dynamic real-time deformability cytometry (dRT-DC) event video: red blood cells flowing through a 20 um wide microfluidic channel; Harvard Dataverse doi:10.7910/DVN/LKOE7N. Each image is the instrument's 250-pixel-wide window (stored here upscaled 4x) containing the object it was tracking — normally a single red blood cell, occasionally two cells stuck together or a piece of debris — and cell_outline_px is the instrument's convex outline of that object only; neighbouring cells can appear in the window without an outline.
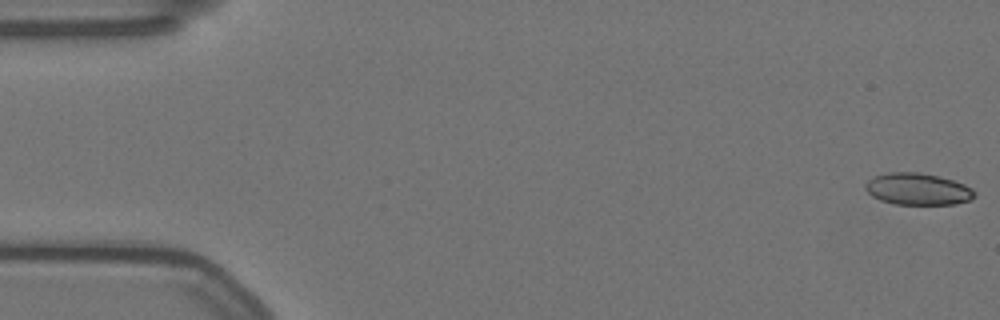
{"species": "Egyptian fruit bat (a non-hibernating species)", "species_latin": "Rousettus aegyptiacus", "temperature_condition": "warm", "stored_images_in_passage": 57, "camera_frame_rate_fps": 3000, "um_per_image_px": 0.085, "animal": {"sex": "female"}, "frame": {"image": 1, "passage_image": 1, "time_ms": 0.0, "image_size_px": [1000, 320], "cell_outline_px": [[976, 196], [972, 200], [956, 204], [896, 204], [880, 200], [872, 196], [864, 188], [864, 184], [872, 176], [888, 172], [920, 172], [952, 180], [964, 184], [972, 188], [976, 192]], "centroid_in_image_um": [78.01, 16.07], "position_along_channel_um": 7.0, "area_um2": 20.4}}
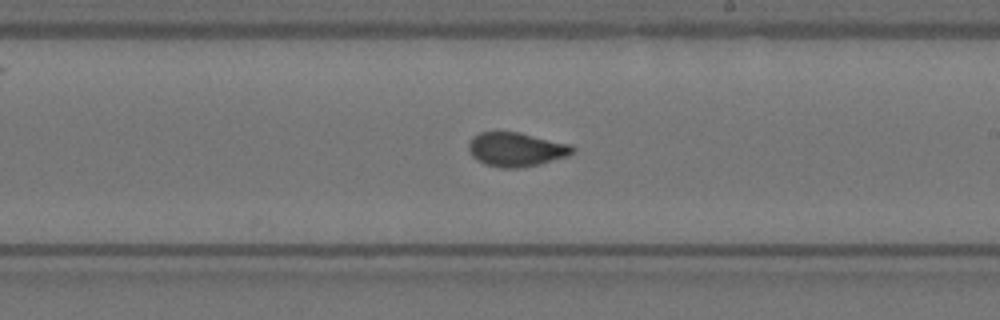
{"frame": {"image": 2, "passage_image": 33, "time_ms": 10.667, "image_size_px": [1000, 320], "cell_outline_px": [[576, 152], [568, 156], [540, 164], [520, 168], [500, 168], [484, 164], [476, 160], [472, 156], [468, 148], [468, 144], [472, 136], [480, 132], [520, 132], [572, 144], [576, 148]], "centroid_in_image_um": [43.9, 12.7], "position_along_channel_um": 245.1, "area_um2": 21.04}}
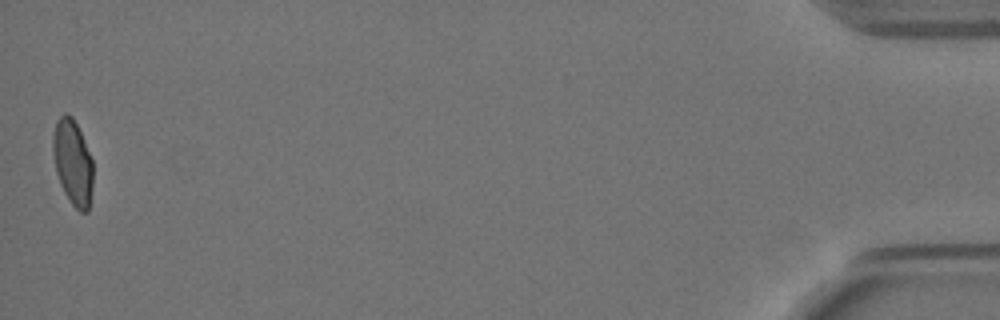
{"frame": {"image": 3, "passage_image": 57, "time_ms": 18.667, "image_size_px": [1000, 320], "cell_outline_px": [[92, 188], [88, 212], [80, 212], [72, 204], [64, 192], [60, 184], [56, 172], [52, 152], [52, 136], [56, 120], [64, 112], [68, 112], [72, 116], [80, 132], [92, 160]], "centroid_in_image_um": [6.16, 13.78], "position_along_channel_um": 429.0, "area_um2": 20.0}, "authors_computed_cell_mechanics": {"area_um2": 20.519, "velocity_mm_per_s": 3.5232, "shape_relaxation_time_tau1_ms": 10.9652, "shape_relaxation_time_tau2_ms": 1.0975, "deformation_change_tau1": 0.2781, "deformation_change_tau2": 0.0639}}